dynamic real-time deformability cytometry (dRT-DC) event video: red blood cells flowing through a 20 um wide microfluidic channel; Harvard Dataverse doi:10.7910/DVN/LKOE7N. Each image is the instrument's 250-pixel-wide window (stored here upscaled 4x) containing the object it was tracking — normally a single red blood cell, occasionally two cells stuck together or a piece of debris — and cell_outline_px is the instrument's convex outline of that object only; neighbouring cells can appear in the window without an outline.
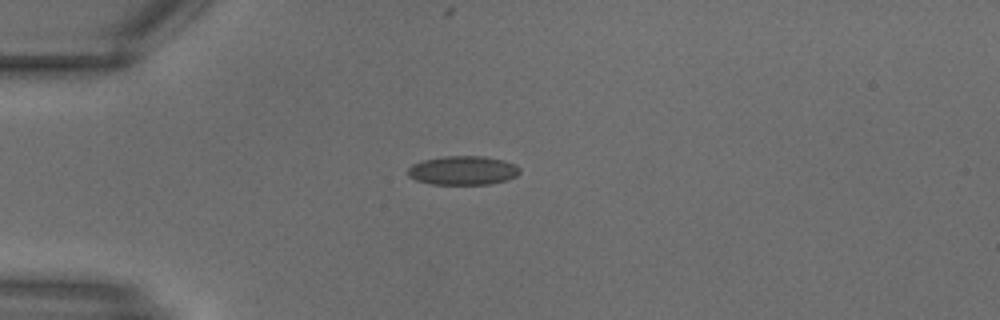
{"species": "common noctule bat (a hibernating species)", "species_latin": "Nyctalus noctula", "temperature_condition": "warm", "stored_images_in_passage": 7, "camera_frame_rate_fps": 3000, "um_per_image_px": 0.085, "animal": {"sex": "male", "body_mass_g": 18.8}, "frame": {"image": 1, "passage_image": 1, "time_ms": 0.0, "image_size_px": [1000, 320], "cell_outline_px": [[520, 172], [516, 176], [508, 180], [488, 184], [432, 184], [416, 180], [408, 176], [408, 168], [412, 164], [424, 160], [444, 156], [484, 156], [504, 160], [516, 164], [520, 168]], "centroid_in_image_um": [39.37, 14.48], "position_along_channel_um": 45.6, "area_um2": 18.96}}